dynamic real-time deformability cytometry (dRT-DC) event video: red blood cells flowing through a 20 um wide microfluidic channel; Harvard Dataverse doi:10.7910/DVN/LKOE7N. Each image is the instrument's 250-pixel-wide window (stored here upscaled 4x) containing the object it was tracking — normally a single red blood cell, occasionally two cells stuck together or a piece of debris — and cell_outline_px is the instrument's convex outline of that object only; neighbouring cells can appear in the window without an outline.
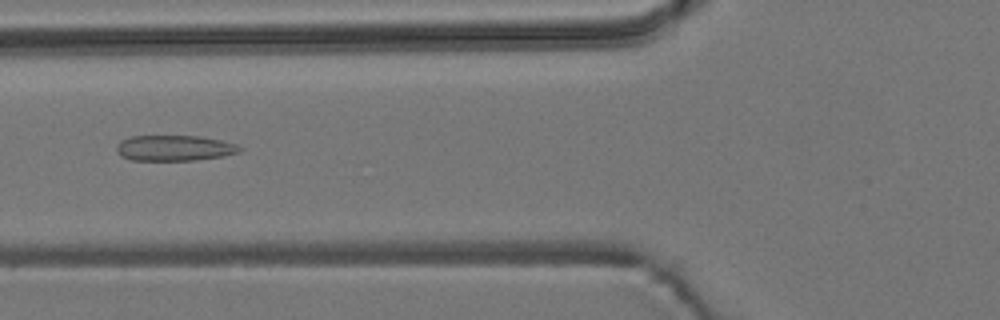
{"species": "common noctule bat (a hibernating species)", "species_latin": "Nyctalus noctula", "temperature_condition": "room temperature", "stored_images_in_passage": 41, "segment_of_instrument_passage": [1, 2], "camera_frame_rate_fps": 3000, "um_per_image_px": 0.085, "animal": {"sex": "male", "body_mass_g": 19.2, "forearm_length_mm": 51.8}, "frame": {"image": 1, "passage_image": 6, "time_ms": 1.667, "image_size_px": [1000, 320], "cell_outline_px": [[244, 148], [240, 152], [224, 156], [196, 160], [132, 160], [120, 156], [116, 152], [116, 144], [120, 140], [132, 136], [200, 136], [220, 140], [236, 144]], "centroid_in_image_um": [14.81, 12.58], "position_along_channel_um": 111.0, "area_um2": 18.55}}
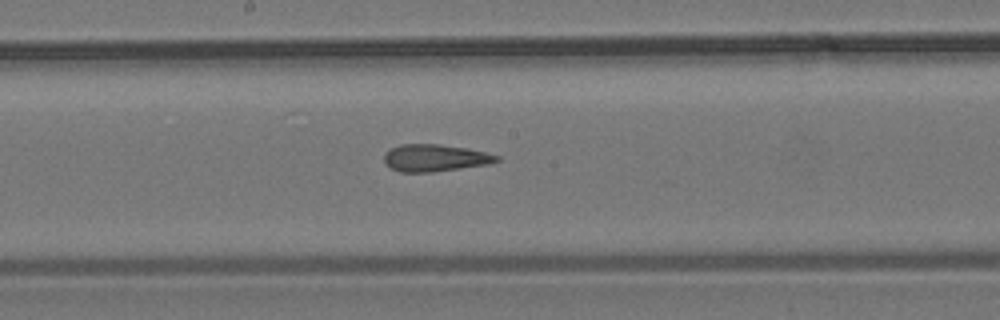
{"frame": {"image": 2, "passage_image": 14, "time_ms": 4.333, "image_size_px": [1000, 320], "cell_outline_px": [[500, 160], [492, 164], [432, 172], [400, 172], [392, 168], [384, 160], [384, 152], [388, 148], [400, 144], [440, 144], [468, 148], [500, 156]], "centroid_in_image_um": [36.99, 13.41], "position_along_channel_um": 211.2, "area_um2": 17.98}}
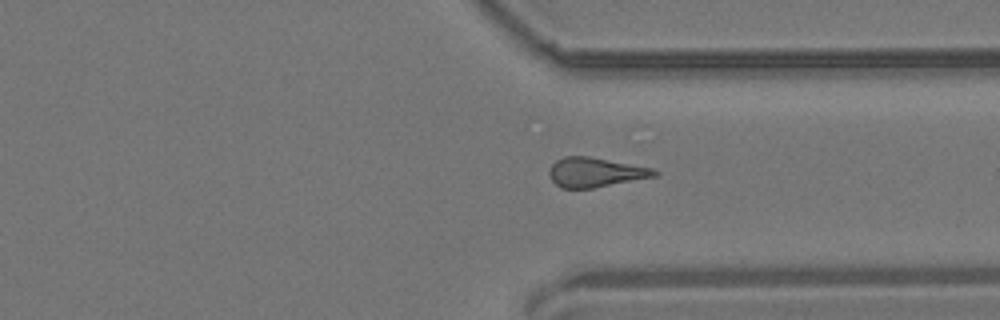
{"frame": {"image": 3, "passage_image": 26, "time_ms": 8.333, "image_size_px": [1000, 320], "cell_outline_px": [[660, 172], [656, 176], [592, 188], [560, 188], [552, 180], [548, 172], [552, 164], [556, 160], [564, 156], [588, 156], [652, 168]], "centroid_in_image_um": [50.58, 14.64], "position_along_channel_um": 360.8, "area_um2": 17.92}}